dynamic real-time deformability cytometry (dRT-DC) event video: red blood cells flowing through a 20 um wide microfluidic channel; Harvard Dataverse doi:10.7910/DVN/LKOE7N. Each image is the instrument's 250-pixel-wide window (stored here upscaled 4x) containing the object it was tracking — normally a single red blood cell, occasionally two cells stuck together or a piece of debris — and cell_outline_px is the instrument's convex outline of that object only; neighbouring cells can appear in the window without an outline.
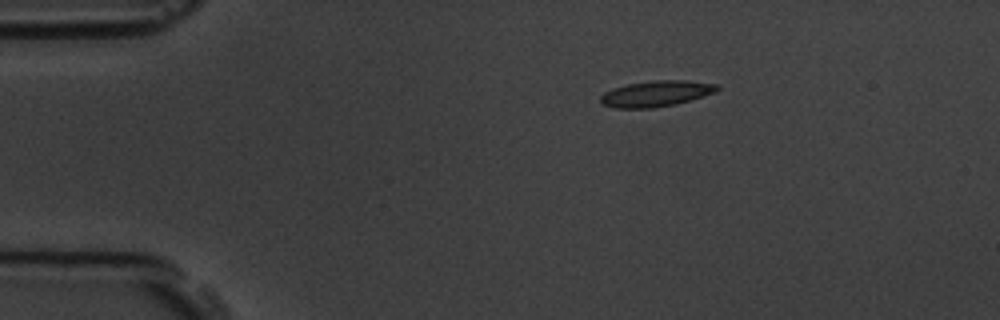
{"species": "common noctule bat (a hibernating species)", "species_latin": "Nyctalus noctula", "temperature_condition": "room temperature", "stored_images_in_passage": 2, "camera_frame_rate_fps": 3000, "um_per_image_px": 0.085, "animal": {"sex": "male", "body_mass_g": 19.5, "forearm_length_mm": 54.6}, "frame": {"image": 1, "passage_image": 1, "time_ms": 0.0, "image_size_px": [1000, 320], "cell_outline_px": [[720, 88], [716, 92], [676, 104], [652, 108], [616, 108], [600, 104], [600, 96], [604, 92], [612, 88], [628, 84], [652, 80], [684, 80], [720, 84]], "centroid_in_image_um": [55.76, 7.95], "position_along_channel_um": 29.2, "area_um2": 17.74}}